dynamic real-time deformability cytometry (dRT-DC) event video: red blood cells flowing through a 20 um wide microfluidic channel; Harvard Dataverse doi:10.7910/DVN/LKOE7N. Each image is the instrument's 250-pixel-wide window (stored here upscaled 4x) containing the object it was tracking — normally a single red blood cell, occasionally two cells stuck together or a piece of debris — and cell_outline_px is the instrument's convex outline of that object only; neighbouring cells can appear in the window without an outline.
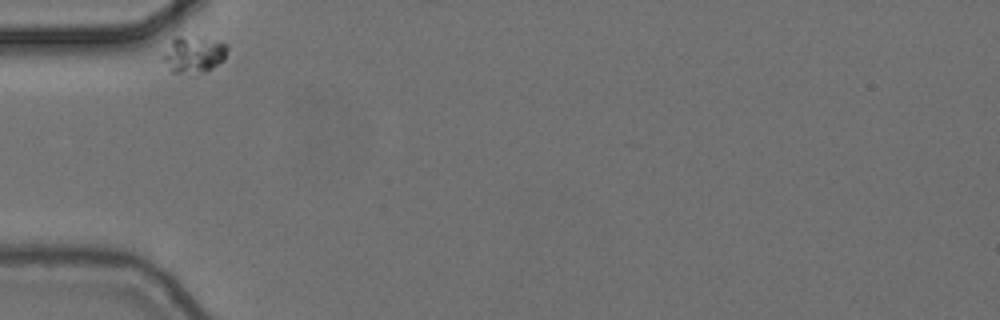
{"species": "common noctule bat (a hibernating species)", "species_latin": "Nyctalus noctula", "temperature_condition": "cold", "stored_images_in_passage": 2, "camera_frame_rate_fps": 3000, "um_per_image_px": 0.085, "animal": {"sex": "female", "body_mass_g": 24.6, "forearm_length_mm": 56.2}, "frame": {"image": 1, "passage_image": 1, "time_ms": 0.0, "image_size_px": [1000, 320], "cell_outline_px": [[228, 48], [224, 60], [212, 68], [196, 76], [172, 72], [160, 56], [172, 40], [176, 36], [180, 36], [216, 40], [228, 44]], "centroid_in_image_um": [16.46, 4.67], "position_along_channel_um": 68.5, "area_um2": 13.99}}